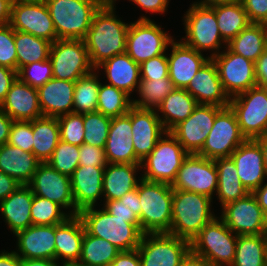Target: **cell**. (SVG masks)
Here are the masks:
<instances>
[{"instance_id":"6da1fadb","label":"cell","mask_w":267,"mask_h":266,"mask_svg":"<svg viewBox=\"0 0 267 266\" xmlns=\"http://www.w3.org/2000/svg\"><path fill=\"white\" fill-rule=\"evenodd\" d=\"M116 6L104 5L94 13L84 43L96 69L111 57L126 52L128 23L117 19Z\"/></svg>"},{"instance_id":"7a4b0ae2","label":"cell","mask_w":267,"mask_h":266,"mask_svg":"<svg viewBox=\"0 0 267 266\" xmlns=\"http://www.w3.org/2000/svg\"><path fill=\"white\" fill-rule=\"evenodd\" d=\"M212 199L204 194L173 190L172 223L169 234L191 240L216 216Z\"/></svg>"},{"instance_id":"3957f363","label":"cell","mask_w":267,"mask_h":266,"mask_svg":"<svg viewBox=\"0 0 267 266\" xmlns=\"http://www.w3.org/2000/svg\"><path fill=\"white\" fill-rule=\"evenodd\" d=\"M137 188L141 205L140 231L143 234L169 233L173 200L171 184L142 179Z\"/></svg>"},{"instance_id":"277c9868","label":"cell","mask_w":267,"mask_h":266,"mask_svg":"<svg viewBox=\"0 0 267 266\" xmlns=\"http://www.w3.org/2000/svg\"><path fill=\"white\" fill-rule=\"evenodd\" d=\"M85 231L93 236L105 239L120 251L138 248L143 233L128 219L111 215L104 208L89 207L79 212Z\"/></svg>"},{"instance_id":"5b68a950","label":"cell","mask_w":267,"mask_h":266,"mask_svg":"<svg viewBox=\"0 0 267 266\" xmlns=\"http://www.w3.org/2000/svg\"><path fill=\"white\" fill-rule=\"evenodd\" d=\"M53 20L57 39H84L94 13L96 0H44Z\"/></svg>"},{"instance_id":"8992f818","label":"cell","mask_w":267,"mask_h":266,"mask_svg":"<svg viewBox=\"0 0 267 266\" xmlns=\"http://www.w3.org/2000/svg\"><path fill=\"white\" fill-rule=\"evenodd\" d=\"M237 237L238 235L216 216L191 240L190 249L213 266H231L235 258Z\"/></svg>"},{"instance_id":"52a82bcc","label":"cell","mask_w":267,"mask_h":266,"mask_svg":"<svg viewBox=\"0 0 267 266\" xmlns=\"http://www.w3.org/2000/svg\"><path fill=\"white\" fill-rule=\"evenodd\" d=\"M185 37L181 40L185 45L198 52L214 51L210 58L218 55L222 44H227L221 37L215 11L211 7L194 2L190 5L183 19Z\"/></svg>"},{"instance_id":"ba28073f","label":"cell","mask_w":267,"mask_h":266,"mask_svg":"<svg viewBox=\"0 0 267 266\" xmlns=\"http://www.w3.org/2000/svg\"><path fill=\"white\" fill-rule=\"evenodd\" d=\"M188 156L176 137L167 131L151 153L141 162L142 179L172 184L183 161Z\"/></svg>"},{"instance_id":"9c48e42d","label":"cell","mask_w":267,"mask_h":266,"mask_svg":"<svg viewBox=\"0 0 267 266\" xmlns=\"http://www.w3.org/2000/svg\"><path fill=\"white\" fill-rule=\"evenodd\" d=\"M238 125L246 139L267 135V89L258 85L230 98Z\"/></svg>"},{"instance_id":"30bf717a","label":"cell","mask_w":267,"mask_h":266,"mask_svg":"<svg viewBox=\"0 0 267 266\" xmlns=\"http://www.w3.org/2000/svg\"><path fill=\"white\" fill-rule=\"evenodd\" d=\"M174 40L147 16L130 23L127 33L126 53L139 65L150 58L165 54Z\"/></svg>"},{"instance_id":"8fae6325","label":"cell","mask_w":267,"mask_h":266,"mask_svg":"<svg viewBox=\"0 0 267 266\" xmlns=\"http://www.w3.org/2000/svg\"><path fill=\"white\" fill-rule=\"evenodd\" d=\"M49 60L53 77L71 82L95 69L82 39H57L51 45Z\"/></svg>"},{"instance_id":"7c38bea8","label":"cell","mask_w":267,"mask_h":266,"mask_svg":"<svg viewBox=\"0 0 267 266\" xmlns=\"http://www.w3.org/2000/svg\"><path fill=\"white\" fill-rule=\"evenodd\" d=\"M141 266H180L190 242L169 233L143 234L137 248Z\"/></svg>"},{"instance_id":"4fadbf2b","label":"cell","mask_w":267,"mask_h":266,"mask_svg":"<svg viewBox=\"0 0 267 266\" xmlns=\"http://www.w3.org/2000/svg\"><path fill=\"white\" fill-rule=\"evenodd\" d=\"M246 140L235 112L228 106L216 115L214 125L198 155L211 160L230 157Z\"/></svg>"},{"instance_id":"5bb4252c","label":"cell","mask_w":267,"mask_h":266,"mask_svg":"<svg viewBox=\"0 0 267 266\" xmlns=\"http://www.w3.org/2000/svg\"><path fill=\"white\" fill-rule=\"evenodd\" d=\"M9 25L16 31L30 33L53 43L57 34L44 0H16L11 7Z\"/></svg>"},{"instance_id":"9a60e30c","label":"cell","mask_w":267,"mask_h":266,"mask_svg":"<svg viewBox=\"0 0 267 266\" xmlns=\"http://www.w3.org/2000/svg\"><path fill=\"white\" fill-rule=\"evenodd\" d=\"M173 190L204 194L211 199L217 192V168L214 160L198 154H188L171 184Z\"/></svg>"},{"instance_id":"2e32d148","label":"cell","mask_w":267,"mask_h":266,"mask_svg":"<svg viewBox=\"0 0 267 266\" xmlns=\"http://www.w3.org/2000/svg\"><path fill=\"white\" fill-rule=\"evenodd\" d=\"M219 217L236 235L267 234V216L252 193L222 206Z\"/></svg>"},{"instance_id":"e0dca14e","label":"cell","mask_w":267,"mask_h":266,"mask_svg":"<svg viewBox=\"0 0 267 266\" xmlns=\"http://www.w3.org/2000/svg\"><path fill=\"white\" fill-rule=\"evenodd\" d=\"M218 55L211 57L225 92L231 98L257 85L255 63L227 47Z\"/></svg>"},{"instance_id":"ac0fdd59","label":"cell","mask_w":267,"mask_h":266,"mask_svg":"<svg viewBox=\"0 0 267 266\" xmlns=\"http://www.w3.org/2000/svg\"><path fill=\"white\" fill-rule=\"evenodd\" d=\"M222 109L215 105L198 104L191 115L170 132L188 154H198L214 125L216 115Z\"/></svg>"},{"instance_id":"d6986e66","label":"cell","mask_w":267,"mask_h":266,"mask_svg":"<svg viewBox=\"0 0 267 266\" xmlns=\"http://www.w3.org/2000/svg\"><path fill=\"white\" fill-rule=\"evenodd\" d=\"M28 186L34 195L49 199L65 210L71 208L68 211L70 216L79 214L72 196L71 178L59 173L47 162L38 165Z\"/></svg>"},{"instance_id":"ffe728a7","label":"cell","mask_w":267,"mask_h":266,"mask_svg":"<svg viewBox=\"0 0 267 266\" xmlns=\"http://www.w3.org/2000/svg\"><path fill=\"white\" fill-rule=\"evenodd\" d=\"M132 140L136 157L142 162L167 132L154 109L131 107Z\"/></svg>"},{"instance_id":"44dd1931","label":"cell","mask_w":267,"mask_h":266,"mask_svg":"<svg viewBox=\"0 0 267 266\" xmlns=\"http://www.w3.org/2000/svg\"><path fill=\"white\" fill-rule=\"evenodd\" d=\"M131 108L128 113L111 118L104 148L108 163L141 164L136 157L132 140Z\"/></svg>"},{"instance_id":"7402d4cb","label":"cell","mask_w":267,"mask_h":266,"mask_svg":"<svg viewBox=\"0 0 267 266\" xmlns=\"http://www.w3.org/2000/svg\"><path fill=\"white\" fill-rule=\"evenodd\" d=\"M236 165L241 184L252 193L259 188L267 174L265 171L263 153L255 140L247 139L230 155Z\"/></svg>"},{"instance_id":"603a6c76","label":"cell","mask_w":267,"mask_h":266,"mask_svg":"<svg viewBox=\"0 0 267 266\" xmlns=\"http://www.w3.org/2000/svg\"><path fill=\"white\" fill-rule=\"evenodd\" d=\"M186 90L198 104L223 108L229 106L230 97L223 88L217 67L211 58L198 70Z\"/></svg>"},{"instance_id":"cb8c5ba5","label":"cell","mask_w":267,"mask_h":266,"mask_svg":"<svg viewBox=\"0 0 267 266\" xmlns=\"http://www.w3.org/2000/svg\"><path fill=\"white\" fill-rule=\"evenodd\" d=\"M17 251L22 259L55 260V225H31L14 234Z\"/></svg>"},{"instance_id":"d4e9b609","label":"cell","mask_w":267,"mask_h":266,"mask_svg":"<svg viewBox=\"0 0 267 266\" xmlns=\"http://www.w3.org/2000/svg\"><path fill=\"white\" fill-rule=\"evenodd\" d=\"M168 59L169 78L176 88L186 89L198 70L210 59L188 47L182 41L170 43Z\"/></svg>"},{"instance_id":"484cf974","label":"cell","mask_w":267,"mask_h":266,"mask_svg":"<svg viewBox=\"0 0 267 266\" xmlns=\"http://www.w3.org/2000/svg\"><path fill=\"white\" fill-rule=\"evenodd\" d=\"M0 108L13 121H31L43 117L37 88L29 86L19 78L10 87Z\"/></svg>"},{"instance_id":"4316f807","label":"cell","mask_w":267,"mask_h":266,"mask_svg":"<svg viewBox=\"0 0 267 266\" xmlns=\"http://www.w3.org/2000/svg\"><path fill=\"white\" fill-rule=\"evenodd\" d=\"M105 167L78 166L71 178L72 196L76 209L80 212L95 207L103 197V174Z\"/></svg>"},{"instance_id":"83f0119b","label":"cell","mask_w":267,"mask_h":266,"mask_svg":"<svg viewBox=\"0 0 267 266\" xmlns=\"http://www.w3.org/2000/svg\"><path fill=\"white\" fill-rule=\"evenodd\" d=\"M75 82L52 78L38 90L40 109L45 117L73 113Z\"/></svg>"},{"instance_id":"f1b7e54d","label":"cell","mask_w":267,"mask_h":266,"mask_svg":"<svg viewBox=\"0 0 267 266\" xmlns=\"http://www.w3.org/2000/svg\"><path fill=\"white\" fill-rule=\"evenodd\" d=\"M84 234L85 227L78 215L69 216L63 223L55 225V260L62 259L61 265L78 262Z\"/></svg>"},{"instance_id":"f546056e","label":"cell","mask_w":267,"mask_h":266,"mask_svg":"<svg viewBox=\"0 0 267 266\" xmlns=\"http://www.w3.org/2000/svg\"><path fill=\"white\" fill-rule=\"evenodd\" d=\"M32 189L28 185H20L14 192L0 202V212L8 228L15 234L32 225L31 206Z\"/></svg>"},{"instance_id":"4dcf8cb0","label":"cell","mask_w":267,"mask_h":266,"mask_svg":"<svg viewBox=\"0 0 267 266\" xmlns=\"http://www.w3.org/2000/svg\"><path fill=\"white\" fill-rule=\"evenodd\" d=\"M102 67L109 85L123 90L128 95L138 88L141 81L140 65L132 60L126 52L104 61L95 70L99 72Z\"/></svg>"},{"instance_id":"1f68e13d","label":"cell","mask_w":267,"mask_h":266,"mask_svg":"<svg viewBox=\"0 0 267 266\" xmlns=\"http://www.w3.org/2000/svg\"><path fill=\"white\" fill-rule=\"evenodd\" d=\"M140 168L141 164L108 163L103 174L104 202L119 200L127 192L136 189L142 180V177H136Z\"/></svg>"},{"instance_id":"d6a6232c","label":"cell","mask_w":267,"mask_h":266,"mask_svg":"<svg viewBox=\"0 0 267 266\" xmlns=\"http://www.w3.org/2000/svg\"><path fill=\"white\" fill-rule=\"evenodd\" d=\"M41 162L33 153L4 144L0 145V171L21 185H28Z\"/></svg>"},{"instance_id":"836d02e7","label":"cell","mask_w":267,"mask_h":266,"mask_svg":"<svg viewBox=\"0 0 267 266\" xmlns=\"http://www.w3.org/2000/svg\"><path fill=\"white\" fill-rule=\"evenodd\" d=\"M197 105L196 99L186 89L176 88L163 99L156 111L165 130L171 131L186 120Z\"/></svg>"},{"instance_id":"e575fe53","label":"cell","mask_w":267,"mask_h":266,"mask_svg":"<svg viewBox=\"0 0 267 266\" xmlns=\"http://www.w3.org/2000/svg\"><path fill=\"white\" fill-rule=\"evenodd\" d=\"M217 168V199L221 207L225 204L244 198L249 191L241 184L236 165L231 157L214 160Z\"/></svg>"},{"instance_id":"d590c367","label":"cell","mask_w":267,"mask_h":266,"mask_svg":"<svg viewBox=\"0 0 267 266\" xmlns=\"http://www.w3.org/2000/svg\"><path fill=\"white\" fill-rule=\"evenodd\" d=\"M223 46L255 62L267 48V29L262 24L250 23Z\"/></svg>"},{"instance_id":"8d00e7d4","label":"cell","mask_w":267,"mask_h":266,"mask_svg":"<svg viewBox=\"0 0 267 266\" xmlns=\"http://www.w3.org/2000/svg\"><path fill=\"white\" fill-rule=\"evenodd\" d=\"M33 154L41 163H46L60 141L57 117H40L32 120Z\"/></svg>"},{"instance_id":"74e56055","label":"cell","mask_w":267,"mask_h":266,"mask_svg":"<svg viewBox=\"0 0 267 266\" xmlns=\"http://www.w3.org/2000/svg\"><path fill=\"white\" fill-rule=\"evenodd\" d=\"M231 266H267V234L239 235Z\"/></svg>"},{"instance_id":"f35d334b","label":"cell","mask_w":267,"mask_h":266,"mask_svg":"<svg viewBox=\"0 0 267 266\" xmlns=\"http://www.w3.org/2000/svg\"><path fill=\"white\" fill-rule=\"evenodd\" d=\"M17 72L28 64L49 59L52 43L30 33L14 30Z\"/></svg>"},{"instance_id":"ab89813d","label":"cell","mask_w":267,"mask_h":266,"mask_svg":"<svg viewBox=\"0 0 267 266\" xmlns=\"http://www.w3.org/2000/svg\"><path fill=\"white\" fill-rule=\"evenodd\" d=\"M211 8L215 11L221 37L226 43L250 24L241 2L217 5Z\"/></svg>"},{"instance_id":"60d3db41","label":"cell","mask_w":267,"mask_h":266,"mask_svg":"<svg viewBox=\"0 0 267 266\" xmlns=\"http://www.w3.org/2000/svg\"><path fill=\"white\" fill-rule=\"evenodd\" d=\"M120 252L109 241L85 231L78 263L84 266H111L112 261Z\"/></svg>"},{"instance_id":"b9f144b4","label":"cell","mask_w":267,"mask_h":266,"mask_svg":"<svg viewBox=\"0 0 267 266\" xmlns=\"http://www.w3.org/2000/svg\"><path fill=\"white\" fill-rule=\"evenodd\" d=\"M96 70L75 81L73 94V113H89L97 111L100 81Z\"/></svg>"},{"instance_id":"7bdbcfd3","label":"cell","mask_w":267,"mask_h":266,"mask_svg":"<svg viewBox=\"0 0 267 266\" xmlns=\"http://www.w3.org/2000/svg\"><path fill=\"white\" fill-rule=\"evenodd\" d=\"M176 89L169 77L141 80L138 88L140 99H132V105L142 109L156 110L163 99Z\"/></svg>"},{"instance_id":"ee69618b","label":"cell","mask_w":267,"mask_h":266,"mask_svg":"<svg viewBox=\"0 0 267 266\" xmlns=\"http://www.w3.org/2000/svg\"><path fill=\"white\" fill-rule=\"evenodd\" d=\"M123 90H120L107 83L100 82L97 100V112L111 118L124 115L129 112L132 99Z\"/></svg>"},{"instance_id":"f6af8a7d","label":"cell","mask_w":267,"mask_h":266,"mask_svg":"<svg viewBox=\"0 0 267 266\" xmlns=\"http://www.w3.org/2000/svg\"><path fill=\"white\" fill-rule=\"evenodd\" d=\"M69 213L60 205L41 196L33 195L31 206L32 225H58L63 223Z\"/></svg>"},{"instance_id":"bcb514c9","label":"cell","mask_w":267,"mask_h":266,"mask_svg":"<svg viewBox=\"0 0 267 266\" xmlns=\"http://www.w3.org/2000/svg\"><path fill=\"white\" fill-rule=\"evenodd\" d=\"M103 204V208L111 215L128 219L129 223H133L140 230L141 205L138 188L127 192L119 200H110Z\"/></svg>"},{"instance_id":"7dc6e473","label":"cell","mask_w":267,"mask_h":266,"mask_svg":"<svg viewBox=\"0 0 267 266\" xmlns=\"http://www.w3.org/2000/svg\"><path fill=\"white\" fill-rule=\"evenodd\" d=\"M84 122V143L105 148L108 138L111 117L100 112L83 113Z\"/></svg>"},{"instance_id":"c3c4849f","label":"cell","mask_w":267,"mask_h":266,"mask_svg":"<svg viewBox=\"0 0 267 266\" xmlns=\"http://www.w3.org/2000/svg\"><path fill=\"white\" fill-rule=\"evenodd\" d=\"M79 150L80 146L60 140L47 163L59 173L71 177L79 166Z\"/></svg>"},{"instance_id":"681fc988","label":"cell","mask_w":267,"mask_h":266,"mask_svg":"<svg viewBox=\"0 0 267 266\" xmlns=\"http://www.w3.org/2000/svg\"><path fill=\"white\" fill-rule=\"evenodd\" d=\"M60 140L63 142L81 146L84 143L83 114L69 113L59 117Z\"/></svg>"},{"instance_id":"f907efd6","label":"cell","mask_w":267,"mask_h":266,"mask_svg":"<svg viewBox=\"0 0 267 266\" xmlns=\"http://www.w3.org/2000/svg\"><path fill=\"white\" fill-rule=\"evenodd\" d=\"M18 78L29 86L38 89L53 78L51 61L46 59L23 66L18 71Z\"/></svg>"},{"instance_id":"816d5d0a","label":"cell","mask_w":267,"mask_h":266,"mask_svg":"<svg viewBox=\"0 0 267 266\" xmlns=\"http://www.w3.org/2000/svg\"><path fill=\"white\" fill-rule=\"evenodd\" d=\"M0 66L17 71L14 29L9 24L0 26Z\"/></svg>"},{"instance_id":"f5cc1de1","label":"cell","mask_w":267,"mask_h":266,"mask_svg":"<svg viewBox=\"0 0 267 266\" xmlns=\"http://www.w3.org/2000/svg\"><path fill=\"white\" fill-rule=\"evenodd\" d=\"M33 131L31 121H13L7 144L33 153Z\"/></svg>"},{"instance_id":"db71d44e","label":"cell","mask_w":267,"mask_h":266,"mask_svg":"<svg viewBox=\"0 0 267 266\" xmlns=\"http://www.w3.org/2000/svg\"><path fill=\"white\" fill-rule=\"evenodd\" d=\"M168 54L148 59L140 64L141 80L161 79L169 77Z\"/></svg>"},{"instance_id":"11a10c76","label":"cell","mask_w":267,"mask_h":266,"mask_svg":"<svg viewBox=\"0 0 267 266\" xmlns=\"http://www.w3.org/2000/svg\"><path fill=\"white\" fill-rule=\"evenodd\" d=\"M108 164L103 148L83 143L79 150V166L106 167Z\"/></svg>"},{"instance_id":"9f6ffc18","label":"cell","mask_w":267,"mask_h":266,"mask_svg":"<svg viewBox=\"0 0 267 266\" xmlns=\"http://www.w3.org/2000/svg\"><path fill=\"white\" fill-rule=\"evenodd\" d=\"M250 23L262 24L267 19V0H241Z\"/></svg>"},{"instance_id":"6f0895ef","label":"cell","mask_w":267,"mask_h":266,"mask_svg":"<svg viewBox=\"0 0 267 266\" xmlns=\"http://www.w3.org/2000/svg\"><path fill=\"white\" fill-rule=\"evenodd\" d=\"M18 78V72L9 67L0 66V105L4 101L10 87Z\"/></svg>"},{"instance_id":"680465c9","label":"cell","mask_w":267,"mask_h":266,"mask_svg":"<svg viewBox=\"0 0 267 266\" xmlns=\"http://www.w3.org/2000/svg\"><path fill=\"white\" fill-rule=\"evenodd\" d=\"M111 266H141L138 250L121 251L112 261Z\"/></svg>"},{"instance_id":"91938a15","label":"cell","mask_w":267,"mask_h":266,"mask_svg":"<svg viewBox=\"0 0 267 266\" xmlns=\"http://www.w3.org/2000/svg\"><path fill=\"white\" fill-rule=\"evenodd\" d=\"M141 7L142 10L152 13L164 14L167 11L169 0H129Z\"/></svg>"},{"instance_id":"94428289","label":"cell","mask_w":267,"mask_h":266,"mask_svg":"<svg viewBox=\"0 0 267 266\" xmlns=\"http://www.w3.org/2000/svg\"><path fill=\"white\" fill-rule=\"evenodd\" d=\"M254 63L257 85L267 89V48Z\"/></svg>"},{"instance_id":"6125c7cd","label":"cell","mask_w":267,"mask_h":266,"mask_svg":"<svg viewBox=\"0 0 267 266\" xmlns=\"http://www.w3.org/2000/svg\"><path fill=\"white\" fill-rule=\"evenodd\" d=\"M21 184L0 171V202L14 192Z\"/></svg>"},{"instance_id":"be15d7a7","label":"cell","mask_w":267,"mask_h":266,"mask_svg":"<svg viewBox=\"0 0 267 266\" xmlns=\"http://www.w3.org/2000/svg\"><path fill=\"white\" fill-rule=\"evenodd\" d=\"M13 120L0 108V145L7 144Z\"/></svg>"},{"instance_id":"e7e4bbea","label":"cell","mask_w":267,"mask_h":266,"mask_svg":"<svg viewBox=\"0 0 267 266\" xmlns=\"http://www.w3.org/2000/svg\"><path fill=\"white\" fill-rule=\"evenodd\" d=\"M180 266H213L204 257L196 255L191 250L182 259Z\"/></svg>"},{"instance_id":"03108f58","label":"cell","mask_w":267,"mask_h":266,"mask_svg":"<svg viewBox=\"0 0 267 266\" xmlns=\"http://www.w3.org/2000/svg\"><path fill=\"white\" fill-rule=\"evenodd\" d=\"M0 266H22V258L14 251H2L0 253Z\"/></svg>"},{"instance_id":"003e7915","label":"cell","mask_w":267,"mask_h":266,"mask_svg":"<svg viewBox=\"0 0 267 266\" xmlns=\"http://www.w3.org/2000/svg\"><path fill=\"white\" fill-rule=\"evenodd\" d=\"M252 194L255 196L259 206L267 216V183L263 182L259 188L252 192Z\"/></svg>"},{"instance_id":"a7ac6f4b","label":"cell","mask_w":267,"mask_h":266,"mask_svg":"<svg viewBox=\"0 0 267 266\" xmlns=\"http://www.w3.org/2000/svg\"><path fill=\"white\" fill-rule=\"evenodd\" d=\"M12 0H0V26L10 22Z\"/></svg>"},{"instance_id":"89a4df30","label":"cell","mask_w":267,"mask_h":266,"mask_svg":"<svg viewBox=\"0 0 267 266\" xmlns=\"http://www.w3.org/2000/svg\"><path fill=\"white\" fill-rule=\"evenodd\" d=\"M22 266H61L60 262L51 259H22Z\"/></svg>"},{"instance_id":"2644e50d","label":"cell","mask_w":267,"mask_h":266,"mask_svg":"<svg viewBox=\"0 0 267 266\" xmlns=\"http://www.w3.org/2000/svg\"><path fill=\"white\" fill-rule=\"evenodd\" d=\"M259 145L263 153V160H264V166H265V171L267 174V135L258 137L254 139Z\"/></svg>"},{"instance_id":"8c879c8a","label":"cell","mask_w":267,"mask_h":266,"mask_svg":"<svg viewBox=\"0 0 267 266\" xmlns=\"http://www.w3.org/2000/svg\"><path fill=\"white\" fill-rule=\"evenodd\" d=\"M241 0H201L197 2L200 5L207 7H214L217 5L230 4L235 2H240Z\"/></svg>"},{"instance_id":"753ad0ef","label":"cell","mask_w":267,"mask_h":266,"mask_svg":"<svg viewBox=\"0 0 267 266\" xmlns=\"http://www.w3.org/2000/svg\"><path fill=\"white\" fill-rule=\"evenodd\" d=\"M101 6H104V5H111V6H114L115 5V2L116 0H96Z\"/></svg>"},{"instance_id":"34e18365","label":"cell","mask_w":267,"mask_h":266,"mask_svg":"<svg viewBox=\"0 0 267 266\" xmlns=\"http://www.w3.org/2000/svg\"><path fill=\"white\" fill-rule=\"evenodd\" d=\"M61 266H84V265L79 264L78 262H75V263H66V264H62Z\"/></svg>"},{"instance_id":"11e5206c","label":"cell","mask_w":267,"mask_h":266,"mask_svg":"<svg viewBox=\"0 0 267 266\" xmlns=\"http://www.w3.org/2000/svg\"><path fill=\"white\" fill-rule=\"evenodd\" d=\"M262 25L267 29V19L262 23Z\"/></svg>"}]
</instances>
